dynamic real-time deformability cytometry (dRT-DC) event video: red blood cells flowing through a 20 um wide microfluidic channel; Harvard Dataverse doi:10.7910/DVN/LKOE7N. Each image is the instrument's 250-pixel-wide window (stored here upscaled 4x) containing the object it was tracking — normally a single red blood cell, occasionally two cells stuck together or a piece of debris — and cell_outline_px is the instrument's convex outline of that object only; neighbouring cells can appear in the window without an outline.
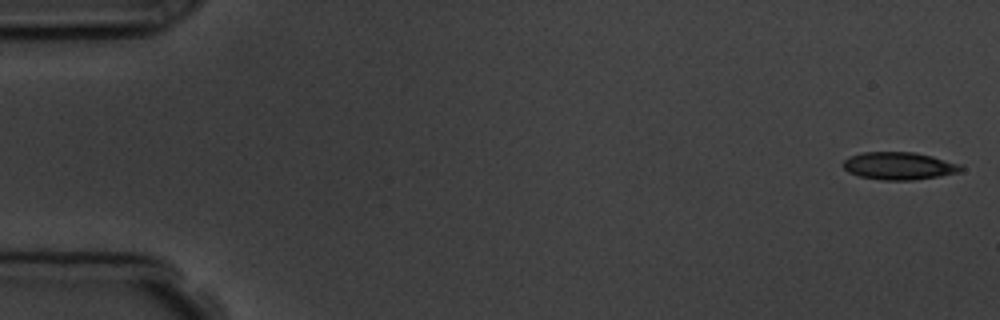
{"species": "common noctule bat (a hibernating species)", "species_latin": "Nyctalus noctula", "temperature_condition": "room temperature", "stored_images_in_passage": 6, "segment_of_instrument_passage": [1, 2], "camera_frame_rate_fps": 3000, "um_per_image_px": 0.085, "animal": {"sex": "male", "body_mass_g": 19.5, "forearm_length_mm": 54.6}, "frame": {"image": 1, "passage_image": 1, "time_ms": 0.0, "image_size_px": [1000, 320], "cell_outline_px": [[964, 172], [940, 176], [912, 180], [880, 180], [860, 176], [848, 172], [840, 164], [848, 156], [860, 152], [916, 152], [964, 164]], "centroid_in_image_um": [76.46, 14.09], "position_along_channel_um": 8.5, "area_um2": 19.42}}
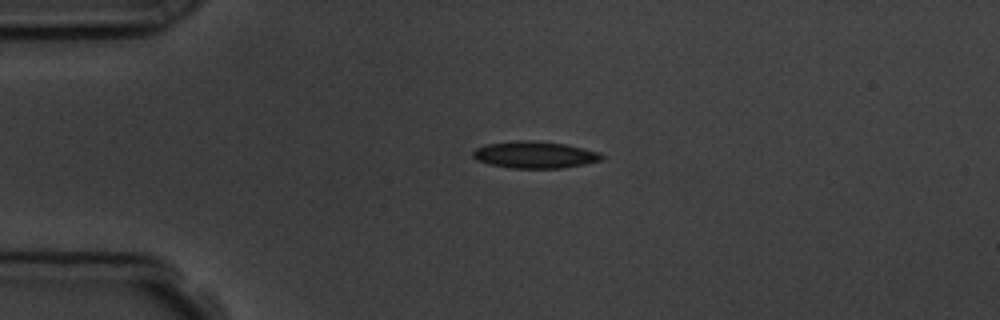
{"frame": {"image": 2, "passage_image": 4, "time_ms": 3.667, "image_size_px": [1000, 320], "cell_outline_px": [[604, 160], [584, 164], [560, 168], [508, 168], [488, 164], [476, 160], [472, 156], [472, 152], [476, 148], [484, 144], [520, 140], [528, 140], [564, 144], [584, 148], [600, 152], [604, 156]], "centroid_in_image_um": [45.44, 13.16], "position_along_channel_um": 39.6, "area_um2": 20.29}}